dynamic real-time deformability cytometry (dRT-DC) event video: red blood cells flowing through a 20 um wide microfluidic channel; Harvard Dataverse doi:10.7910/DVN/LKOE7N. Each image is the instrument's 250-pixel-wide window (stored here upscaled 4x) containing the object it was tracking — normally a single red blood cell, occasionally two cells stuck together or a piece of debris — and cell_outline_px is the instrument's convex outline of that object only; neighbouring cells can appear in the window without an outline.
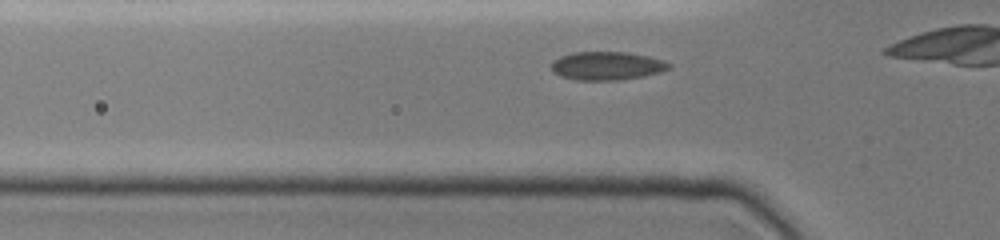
{"species": "common noctule bat (a hibernating species)", "species_latin": "Nyctalus noctula", "temperature_condition": "cold", "stored_images_in_passage": 6, "camera_frame_rate_fps": 3000, "um_per_image_px": 0.085, "animal": {"sex": "female", "body_mass_g": 19.0, "forearm_length_mm": 51.5}, "frame": {"image": 1, "passage_image": 3, "time_ms": 0.667, "image_size_px": [1000, 240], "cell_outline_px": [[672, 68], [660, 72], [644, 76], [616, 80], [576, 80], [560, 76], [552, 72], [552, 60], [560, 56], [572, 52], [624, 52], [648, 56], [672, 64]], "centroid_in_image_um": [51.56, 5.6], "position_along_channel_um": 74.2, "area_um2": 19.48}}